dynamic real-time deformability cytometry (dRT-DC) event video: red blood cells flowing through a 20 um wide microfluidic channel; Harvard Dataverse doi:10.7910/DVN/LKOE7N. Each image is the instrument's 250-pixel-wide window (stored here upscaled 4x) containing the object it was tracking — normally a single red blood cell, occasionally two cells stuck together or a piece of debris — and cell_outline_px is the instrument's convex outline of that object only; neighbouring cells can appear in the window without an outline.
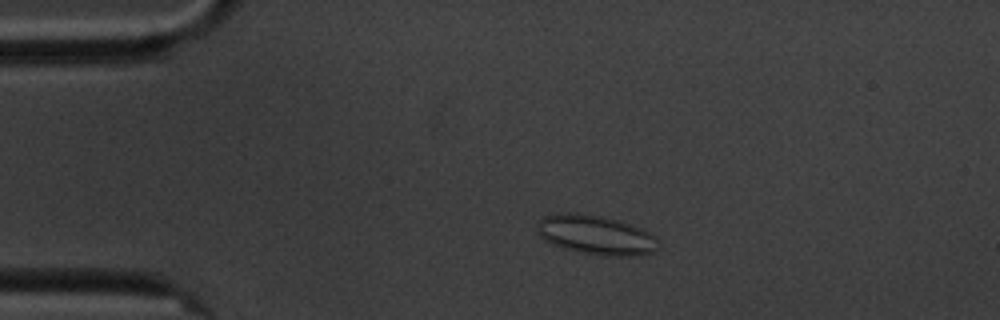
{"species": "common noctule bat (a hibernating species)", "species_latin": "Nyctalus noctula", "temperature_condition": "cold", "stored_images_in_passage": 6, "camera_frame_rate_fps": 3000, "um_per_image_px": 0.085, "animal": {"sex": "male", "body_mass_g": 20.1, "forearm_length_mm": 53.5}, "frame": {"image": 1, "passage_image": 1, "time_ms": 0.0, "image_size_px": [1000, 320], "cell_outline_px": [[660, 240], [656, 252], [636, 256], [604, 256], [580, 252], [564, 248], [552, 244], [544, 240], [536, 232], [536, 224], [544, 216], [560, 212], [576, 212], [604, 216], [620, 220], [640, 228], [656, 236]], "centroid_in_image_um": [50.66, 19.96], "position_along_channel_um": 34.3, "area_um2": 28.38}}
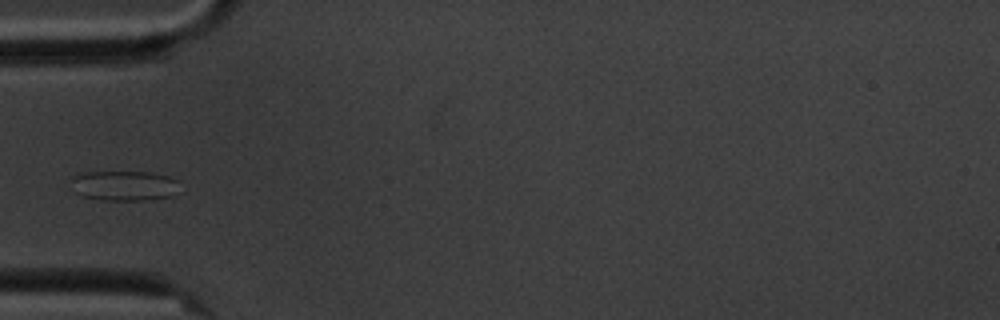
{"frame": {"image": 2, "passage_image": 3, "time_ms": 2.333, "image_size_px": [1000, 320], "cell_outline_px": [[176, 192], [172, 196], [144, 200], [104, 200], [84, 196], [76, 192], [72, 180], [72, 176], [80, 172], [152, 172], [168, 176], [176, 180]], "centroid_in_image_um": [10.54, 15.77], "position_along_channel_um": 74.5, "area_um2": 18.73}}
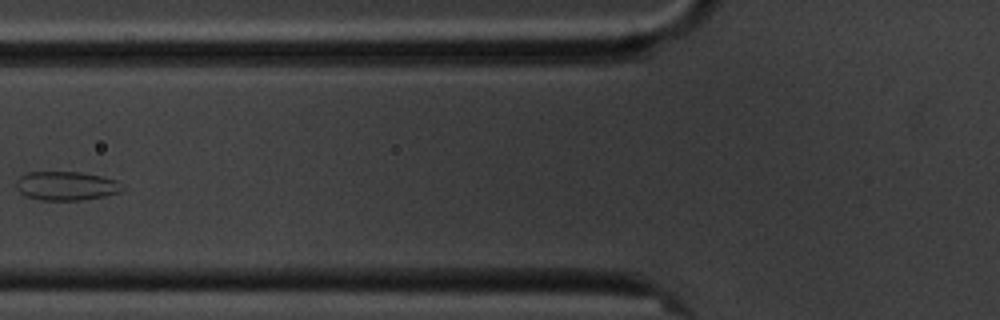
{"frame": {"image": 3, "passage_image": 4, "time_ms": 3.667, "image_size_px": [1000, 320], "cell_outline_px": [[124, 188], [120, 192], [104, 196], [80, 200], [40, 200], [24, 196], [16, 188], [16, 180], [20, 176], [28, 172], [80, 172], [100, 176], [116, 180], [124, 184]], "centroid_in_image_um": [5.62, 15.8], "position_along_channel_um": 120.2, "area_um2": 17.98}}